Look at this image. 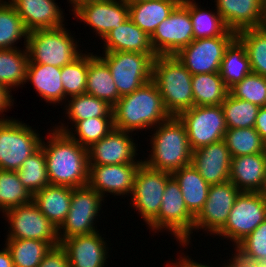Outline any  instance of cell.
I'll return each instance as SVG.
<instances>
[{
	"label": "cell",
	"instance_id": "ab89813d",
	"mask_svg": "<svg viewBox=\"0 0 266 267\" xmlns=\"http://www.w3.org/2000/svg\"><path fill=\"white\" fill-rule=\"evenodd\" d=\"M21 183L35 194L50 184L47 174L46 158L43 149L40 147L22 166L17 170Z\"/></svg>",
	"mask_w": 266,
	"mask_h": 267
},
{
	"label": "cell",
	"instance_id": "ffe728a7",
	"mask_svg": "<svg viewBox=\"0 0 266 267\" xmlns=\"http://www.w3.org/2000/svg\"><path fill=\"white\" fill-rule=\"evenodd\" d=\"M216 10L229 30L239 32L244 29L265 26V0H215Z\"/></svg>",
	"mask_w": 266,
	"mask_h": 267
},
{
	"label": "cell",
	"instance_id": "7a4b0ae2",
	"mask_svg": "<svg viewBox=\"0 0 266 267\" xmlns=\"http://www.w3.org/2000/svg\"><path fill=\"white\" fill-rule=\"evenodd\" d=\"M112 112L114 128L128 132L151 130L171 117L152 80L133 93L121 96Z\"/></svg>",
	"mask_w": 266,
	"mask_h": 267
},
{
	"label": "cell",
	"instance_id": "1f68e13d",
	"mask_svg": "<svg viewBox=\"0 0 266 267\" xmlns=\"http://www.w3.org/2000/svg\"><path fill=\"white\" fill-rule=\"evenodd\" d=\"M22 51L19 48L0 49V85L9 92L21 84H26V71L28 66V53L26 46Z\"/></svg>",
	"mask_w": 266,
	"mask_h": 267
},
{
	"label": "cell",
	"instance_id": "2e32d148",
	"mask_svg": "<svg viewBox=\"0 0 266 267\" xmlns=\"http://www.w3.org/2000/svg\"><path fill=\"white\" fill-rule=\"evenodd\" d=\"M240 192L231 181L210 185L207 200L194 219L193 230L203 229L209 235H216L224 227Z\"/></svg>",
	"mask_w": 266,
	"mask_h": 267
},
{
	"label": "cell",
	"instance_id": "f546056e",
	"mask_svg": "<svg viewBox=\"0 0 266 267\" xmlns=\"http://www.w3.org/2000/svg\"><path fill=\"white\" fill-rule=\"evenodd\" d=\"M172 176L180 186L186 207L196 217L207 200L210 185L192 164L174 171Z\"/></svg>",
	"mask_w": 266,
	"mask_h": 267
},
{
	"label": "cell",
	"instance_id": "91938a15",
	"mask_svg": "<svg viewBox=\"0 0 266 267\" xmlns=\"http://www.w3.org/2000/svg\"><path fill=\"white\" fill-rule=\"evenodd\" d=\"M9 1H4V0H0V5H2V4H6V3H8Z\"/></svg>",
	"mask_w": 266,
	"mask_h": 267
},
{
	"label": "cell",
	"instance_id": "db71d44e",
	"mask_svg": "<svg viewBox=\"0 0 266 267\" xmlns=\"http://www.w3.org/2000/svg\"><path fill=\"white\" fill-rule=\"evenodd\" d=\"M68 1V0H67ZM90 1H100V0H69V3L73 6L71 11H74L80 5L90 2Z\"/></svg>",
	"mask_w": 266,
	"mask_h": 267
},
{
	"label": "cell",
	"instance_id": "d4e9b609",
	"mask_svg": "<svg viewBox=\"0 0 266 267\" xmlns=\"http://www.w3.org/2000/svg\"><path fill=\"white\" fill-rule=\"evenodd\" d=\"M104 40V52H138L157 57L150 36L128 18L119 28L112 29Z\"/></svg>",
	"mask_w": 266,
	"mask_h": 267
},
{
	"label": "cell",
	"instance_id": "c3c4849f",
	"mask_svg": "<svg viewBox=\"0 0 266 267\" xmlns=\"http://www.w3.org/2000/svg\"><path fill=\"white\" fill-rule=\"evenodd\" d=\"M233 246H235V254H232V258L228 260L230 262L227 261V264H222L224 267H255L257 260L253 255L246 252L238 244H233Z\"/></svg>",
	"mask_w": 266,
	"mask_h": 267
},
{
	"label": "cell",
	"instance_id": "60d3db41",
	"mask_svg": "<svg viewBox=\"0 0 266 267\" xmlns=\"http://www.w3.org/2000/svg\"><path fill=\"white\" fill-rule=\"evenodd\" d=\"M227 128L254 127L259 106L243 99L233 97L230 93L221 104Z\"/></svg>",
	"mask_w": 266,
	"mask_h": 267
},
{
	"label": "cell",
	"instance_id": "6da1fadb",
	"mask_svg": "<svg viewBox=\"0 0 266 267\" xmlns=\"http://www.w3.org/2000/svg\"><path fill=\"white\" fill-rule=\"evenodd\" d=\"M51 132V133H50ZM48 133L47 142L40 147L46 158L47 174L51 185L83 187L88 184V151L67 133L55 128Z\"/></svg>",
	"mask_w": 266,
	"mask_h": 267
},
{
	"label": "cell",
	"instance_id": "f1b7e54d",
	"mask_svg": "<svg viewBox=\"0 0 266 267\" xmlns=\"http://www.w3.org/2000/svg\"><path fill=\"white\" fill-rule=\"evenodd\" d=\"M86 93L106 101L112 107L120 99L111 71L107 64L93 53H88Z\"/></svg>",
	"mask_w": 266,
	"mask_h": 267
},
{
	"label": "cell",
	"instance_id": "cb8c5ba5",
	"mask_svg": "<svg viewBox=\"0 0 266 267\" xmlns=\"http://www.w3.org/2000/svg\"><path fill=\"white\" fill-rule=\"evenodd\" d=\"M231 181L241 192H262L266 184V157L263 153L231 158Z\"/></svg>",
	"mask_w": 266,
	"mask_h": 267
},
{
	"label": "cell",
	"instance_id": "681fc988",
	"mask_svg": "<svg viewBox=\"0 0 266 267\" xmlns=\"http://www.w3.org/2000/svg\"><path fill=\"white\" fill-rule=\"evenodd\" d=\"M13 98L11 92H9L4 86L0 85V114L2 115L3 112H6L9 108L13 106ZM0 115V121L8 120L9 118H3Z\"/></svg>",
	"mask_w": 266,
	"mask_h": 267
},
{
	"label": "cell",
	"instance_id": "836d02e7",
	"mask_svg": "<svg viewBox=\"0 0 266 267\" xmlns=\"http://www.w3.org/2000/svg\"><path fill=\"white\" fill-rule=\"evenodd\" d=\"M194 106L221 105L229 93L219 73L192 75Z\"/></svg>",
	"mask_w": 266,
	"mask_h": 267
},
{
	"label": "cell",
	"instance_id": "d590c367",
	"mask_svg": "<svg viewBox=\"0 0 266 267\" xmlns=\"http://www.w3.org/2000/svg\"><path fill=\"white\" fill-rule=\"evenodd\" d=\"M112 108L106 101L84 93L71 97L64 109L73 126V123L91 117H113Z\"/></svg>",
	"mask_w": 266,
	"mask_h": 267
},
{
	"label": "cell",
	"instance_id": "d6a6232c",
	"mask_svg": "<svg viewBox=\"0 0 266 267\" xmlns=\"http://www.w3.org/2000/svg\"><path fill=\"white\" fill-rule=\"evenodd\" d=\"M57 126L55 125L54 127L57 131L67 133L81 146L89 148L93 143L98 142L113 130L114 120L113 117H91L85 120H80L73 125V130L75 128V132L71 130L72 127L68 129L69 126H66L63 123Z\"/></svg>",
	"mask_w": 266,
	"mask_h": 267
},
{
	"label": "cell",
	"instance_id": "30bf717a",
	"mask_svg": "<svg viewBox=\"0 0 266 267\" xmlns=\"http://www.w3.org/2000/svg\"><path fill=\"white\" fill-rule=\"evenodd\" d=\"M266 219V202L261 192H240L224 227L215 235L238 244Z\"/></svg>",
	"mask_w": 266,
	"mask_h": 267
},
{
	"label": "cell",
	"instance_id": "83f0119b",
	"mask_svg": "<svg viewBox=\"0 0 266 267\" xmlns=\"http://www.w3.org/2000/svg\"><path fill=\"white\" fill-rule=\"evenodd\" d=\"M182 0H142L129 7V18L151 36Z\"/></svg>",
	"mask_w": 266,
	"mask_h": 267
},
{
	"label": "cell",
	"instance_id": "6f0895ef",
	"mask_svg": "<svg viewBox=\"0 0 266 267\" xmlns=\"http://www.w3.org/2000/svg\"><path fill=\"white\" fill-rule=\"evenodd\" d=\"M123 2H125L127 5H130L134 2H138V1H142V0H122Z\"/></svg>",
	"mask_w": 266,
	"mask_h": 267
},
{
	"label": "cell",
	"instance_id": "9c48e42d",
	"mask_svg": "<svg viewBox=\"0 0 266 267\" xmlns=\"http://www.w3.org/2000/svg\"><path fill=\"white\" fill-rule=\"evenodd\" d=\"M177 117L186 128L192 151L222 141L228 129L221 105L193 106Z\"/></svg>",
	"mask_w": 266,
	"mask_h": 267
},
{
	"label": "cell",
	"instance_id": "603a6c76",
	"mask_svg": "<svg viewBox=\"0 0 266 267\" xmlns=\"http://www.w3.org/2000/svg\"><path fill=\"white\" fill-rule=\"evenodd\" d=\"M28 32L65 26L63 11L55 0H8Z\"/></svg>",
	"mask_w": 266,
	"mask_h": 267
},
{
	"label": "cell",
	"instance_id": "7402d4cb",
	"mask_svg": "<svg viewBox=\"0 0 266 267\" xmlns=\"http://www.w3.org/2000/svg\"><path fill=\"white\" fill-rule=\"evenodd\" d=\"M231 158L222 140L194 150L191 164L209 185H214L229 181Z\"/></svg>",
	"mask_w": 266,
	"mask_h": 267
},
{
	"label": "cell",
	"instance_id": "5b68a950",
	"mask_svg": "<svg viewBox=\"0 0 266 267\" xmlns=\"http://www.w3.org/2000/svg\"><path fill=\"white\" fill-rule=\"evenodd\" d=\"M69 33L64 26L28 32L26 49L29 61L60 68L73 62L82 52Z\"/></svg>",
	"mask_w": 266,
	"mask_h": 267
},
{
	"label": "cell",
	"instance_id": "3957f363",
	"mask_svg": "<svg viewBox=\"0 0 266 267\" xmlns=\"http://www.w3.org/2000/svg\"><path fill=\"white\" fill-rule=\"evenodd\" d=\"M150 138L151 154L143 163L153 169L173 173L191 165L192 150L184 124L177 116L160 123Z\"/></svg>",
	"mask_w": 266,
	"mask_h": 267
},
{
	"label": "cell",
	"instance_id": "680465c9",
	"mask_svg": "<svg viewBox=\"0 0 266 267\" xmlns=\"http://www.w3.org/2000/svg\"><path fill=\"white\" fill-rule=\"evenodd\" d=\"M261 193H262V195H263V197H264V200H265V202H266V184H265V186H264V188H263V191H262Z\"/></svg>",
	"mask_w": 266,
	"mask_h": 267
},
{
	"label": "cell",
	"instance_id": "277c9868",
	"mask_svg": "<svg viewBox=\"0 0 266 267\" xmlns=\"http://www.w3.org/2000/svg\"><path fill=\"white\" fill-rule=\"evenodd\" d=\"M152 81L170 116H178L194 106L192 74L175 55H158L154 59Z\"/></svg>",
	"mask_w": 266,
	"mask_h": 267
},
{
	"label": "cell",
	"instance_id": "d6986e66",
	"mask_svg": "<svg viewBox=\"0 0 266 267\" xmlns=\"http://www.w3.org/2000/svg\"><path fill=\"white\" fill-rule=\"evenodd\" d=\"M141 164L89 165L87 185L97 191L103 198L106 197L105 194L107 193L114 196L130 195L135 174Z\"/></svg>",
	"mask_w": 266,
	"mask_h": 267
},
{
	"label": "cell",
	"instance_id": "44dd1931",
	"mask_svg": "<svg viewBox=\"0 0 266 267\" xmlns=\"http://www.w3.org/2000/svg\"><path fill=\"white\" fill-rule=\"evenodd\" d=\"M100 235L98 230L69 237L60 243L67 253L70 267H104L107 264L109 248Z\"/></svg>",
	"mask_w": 266,
	"mask_h": 267
},
{
	"label": "cell",
	"instance_id": "4316f807",
	"mask_svg": "<svg viewBox=\"0 0 266 267\" xmlns=\"http://www.w3.org/2000/svg\"><path fill=\"white\" fill-rule=\"evenodd\" d=\"M71 197V187L49 184L33 194L32 201L58 229L70 210Z\"/></svg>",
	"mask_w": 266,
	"mask_h": 267
},
{
	"label": "cell",
	"instance_id": "5bb4252c",
	"mask_svg": "<svg viewBox=\"0 0 266 267\" xmlns=\"http://www.w3.org/2000/svg\"><path fill=\"white\" fill-rule=\"evenodd\" d=\"M3 214L10 225L7 239L41 240L52 247L60 244L58 229L33 201L8 209Z\"/></svg>",
	"mask_w": 266,
	"mask_h": 267
},
{
	"label": "cell",
	"instance_id": "8fae6325",
	"mask_svg": "<svg viewBox=\"0 0 266 267\" xmlns=\"http://www.w3.org/2000/svg\"><path fill=\"white\" fill-rule=\"evenodd\" d=\"M236 36V32L228 29L222 36L194 39L175 57L192 75L219 73L225 50Z\"/></svg>",
	"mask_w": 266,
	"mask_h": 267
},
{
	"label": "cell",
	"instance_id": "7dc6e473",
	"mask_svg": "<svg viewBox=\"0 0 266 267\" xmlns=\"http://www.w3.org/2000/svg\"><path fill=\"white\" fill-rule=\"evenodd\" d=\"M38 267H70L65 249L60 244L51 247Z\"/></svg>",
	"mask_w": 266,
	"mask_h": 267
},
{
	"label": "cell",
	"instance_id": "f5cc1de1",
	"mask_svg": "<svg viewBox=\"0 0 266 267\" xmlns=\"http://www.w3.org/2000/svg\"><path fill=\"white\" fill-rule=\"evenodd\" d=\"M0 267H14L10 252L6 246L0 250Z\"/></svg>",
	"mask_w": 266,
	"mask_h": 267
},
{
	"label": "cell",
	"instance_id": "f35d334b",
	"mask_svg": "<svg viewBox=\"0 0 266 267\" xmlns=\"http://www.w3.org/2000/svg\"><path fill=\"white\" fill-rule=\"evenodd\" d=\"M22 37L26 46L28 31L16 9L9 2L0 5V49L17 48Z\"/></svg>",
	"mask_w": 266,
	"mask_h": 267
},
{
	"label": "cell",
	"instance_id": "ac0fdd59",
	"mask_svg": "<svg viewBox=\"0 0 266 267\" xmlns=\"http://www.w3.org/2000/svg\"><path fill=\"white\" fill-rule=\"evenodd\" d=\"M128 131H123L117 128L99 140L93 143L88 151L89 165H110L124 163H143V160L136 159L138 148L135 146ZM136 160V161H135Z\"/></svg>",
	"mask_w": 266,
	"mask_h": 267
},
{
	"label": "cell",
	"instance_id": "4dcf8cb0",
	"mask_svg": "<svg viewBox=\"0 0 266 267\" xmlns=\"http://www.w3.org/2000/svg\"><path fill=\"white\" fill-rule=\"evenodd\" d=\"M251 72L246 47L236 36L225 50L219 74L226 87L230 89Z\"/></svg>",
	"mask_w": 266,
	"mask_h": 267
},
{
	"label": "cell",
	"instance_id": "11a10c76",
	"mask_svg": "<svg viewBox=\"0 0 266 267\" xmlns=\"http://www.w3.org/2000/svg\"><path fill=\"white\" fill-rule=\"evenodd\" d=\"M262 153L266 157V137L262 139Z\"/></svg>",
	"mask_w": 266,
	"mask_h": 267
},
{
	"label": "cell",
	"instance_id": "484cf974",
	"mask_svg": "<svg viewBox=\"0 0 266 267\" xmlns=\"http://www.w3.org/2000/svg\"><path fill=\"white\" fill-rule=\"evenodd\" d=\"M61 69L57 66L32 63L28 61L26 80L31 82L36 91L47 103L61 104L64 102V90L61 79ZM63 100V101H62Z\"/></svg>",
	"mask_w": 266,
	"mask_h": 267
},
{
	"label": "cell",
	"instance_id": "f6af8a7d",
	"mask_svg": "<svg viewBox=\"0 0 266 267\" xmlns=\"http://www.w3.org/2000/svg\"><path fill=\"white\" fill-rule=\"evenodd\" d=\"M229 93L259 107H266V77L251 72L229 89Z\"/></svg>",
	"mask_w": 266,
	"mask_h": 267
},
{
	"label": "cell",
	"instance_id": "74e56055",
	"mask_svg": "<svg viewBox=\"0 0 266 267\" xmlns=\"http://www.w3.org/2000/svg\"><path fill=\"white\" fill-rule=\"evenodd\" d=\"M237 37L246 47L251 71L266 77V27L241 30Z\"/></svg>",
	"mask_w": 266,
	"mask_h": 267
},
{
	"label": "cell",
	"instance_id": "816d5d0a",
	"mask_svg": "<svg viewBox=\"0 0 266 267\" xmlns=\"http://www.w3.org/2000/svg\"><path fill=\"white\" fill-rule=\"evenodd\" d=\"M179 261L176 262H171L167 267H213V266H209V265H205L204 263H198L196 261H194L193 259L191 260V258H189L187 255L182 257V254L180 255V258L178 259ZM224 267V265L222 266Z\"/></svg>",
	"mask_w": 266,
	"mask_h": 267
},
{
	"label": "cell",
	"instance_id": "bcb514c9",
	"mask_svg": "<svg viewBox=\"0 0 266 267\" xmlns=\"http://www.w3.org/2000/svg\"><path fill=\"white\" fill-rule=\"evenodd\" d=\"M238 245L257 261H266V219Z\"/></svg>",
	"mask_w": 266,
	"mask_h": 267
},
{
	"label": "cell",
	"instance_id": "9a60e30c",
	"mask_svg": "<svg viewBox=\"0 0 266 267\" xmlns=\"http://www.w3.org/2000/svg\"><path fill=\"white\" fill-rule=\"evenodd\" d=\"M171 176V173L153 170L144 163L137 169L130 198L134 210H138L146 225L158 216L167 180Z\"/></svg>",
	"mask_w": 266,
	"mask_h": 267
},
{
	"label": "cell",
	"instance_id": "e575fe53",
	"mask_svg": "<svg viewBox=\"0 0 266 267\" xmlns=\"http://www.w3.org/2000/svg\"><path fill=\"white\" fill-rule=\"evenodd\" d=\"M14 267H38L51 249L48 242L33 239H6Z\"/></svg>",
	"mask_w": 266,
	"mask_h": 267
},
{
	"label": "cell",
	"instance_id": "52a82bcc",
	"mask_svg": "<svg viewBox=\"0 0 266 267\" xmlns=\"http://www.w3.org/2000/svg\"><path fill=\"white\" fill-rule=\"evenodd\" d=\"M42 136L22 121H0V169L17 171L40 148Z\"/></svg>",
	"mask_w": 266,
	"mask_h": 267
},
{
	"label": "cell",
	"instance_id": "f907efd6",
	"mask_svg": "<svg viewBox=\"0 0 266 267\" xmlns=\"http://www.w3.org/2000/svg\"><path fill=\"white\" fill-rule=\"evenodd\" d=\"M254 128L262 139L266 137V107L259 108Z\"/></svg>",
	"mask_w": 266,
	"mask_h": 267
},
{
	"label": "cell",
	"instance_id": "e0dca14e",
	"mask_svg": "<svg viewBox=\"0 0 266 267\" xmlns=\"http://www.w3.org/2000/svg\"><path fill=\"white\" fill-rule=\"evenodd\" d=\"M73 15L103 39L114 28H119L129 18V7L122 0L90 1L80 5Z\"/></svg>",
	"mask_w": 266,
	"mask_h": 267
},
{
	"label": "cell",
	"instance_id": "8d00e7d4",
	"mask_svg": "<svg viewBox=\"0 0 266 267\" xmlns=\"http://www.w3.org/2000/svg\"><path fill=\"white\" fill-rule=\"evenodd\" d=\"M33 195L21 183L17 171L0 169V211L32 202Z\"/></svg>",
	"mask_w": 266,
	"mask_h": 267
},
{
	"label": "cell",
	"instance_id": "4fadbf2b",
	"mask_svg": "<svg viewBox=\"0 0 266 267\" xmlns=\"http://www.w3.org/2000/svg\"><path fill=\"white\" fill-rule=\"evenodd\" d=\"M156 55H175L194 40L190 0H182L150 36Z\"/></svg>",
	"mask_w": 266,
	"mask_h": 267
},
{
	"label": "cell",
	"instance_id": "ee69618b",
	"mask_svg": "<svg viewBox=\"0 0 266 267\" xmlns=\"http://www.w3.org/2000/svg\"><path fill=\"white\" fill-rule=\"evenodd\" d=\"M87 72L88 53H82L73 62L62 67L61 79L65 102L71 97L86 93Z\"/></svg>",
	"mask_w": 266,
	"mask_h": 267
},
{
	"label": "cell",
	"instance_id": "8992f818",
	"mask_svg": "<svg viewBox=\"0 0 266 267\" xmlns=\"http://www.w3.org/2000/svg\"><path fill=\"white\" fill-rule=\"evenodd\" d=\"M194 219L185 205L178 182L171 176L167 180L158 216L148 225L149 228L154 233L163 230L171 232L169 234L185 247L191 243Z\"/></svg>",
	"mask_w": 266,
	"mask_h": 267
},
{
	"label": "cell",
	"instance_id": "7bdbcfd3",
	"mask_svg": "<svg viewBox=\"0 0 266 267\" xmlns=\"http://www.w3.org/2000/svg\"><path fill=\"white\" fill-rule=\"evenodd\" d=\"M190 0V17L193 25L194 39L222 36L228 28L217 12L200 8L196 1Z\"/></svg>",
	"mask_w": 266,
	"mask_h": 267
},
{
	"label": "cell",
	"instance_id": "7c38bea8",
	"mask_svg": "<svg viewBox=\"0 0 266 267\" xmlns=\"http://www.w3.org/2000/svg\"><path fill=\"white\" fill-rule=\"evenodd\" d=\"M103 200L104 198L88 185L72 188L70 210L63 224L58 228L60 243L72 236L97 232L95 221Z\"/></svg>",
	"mask_w": 266,
	"mask_h": 267
},
{
	"label": "cell",
	"instance_id": "9f6ffc18",
	"mask_svg": "<svg viewBox=\"0 0 266 267\" xmlns=\"http://www.w3.org/2000/svg\"><path fill=\"white\" fill-rule=\"evenodd\" d=\"M255 267H266V261H257Z\"/></svg>",
	"mask_w": 266,
	"mask_h": 267
},
{
	"label": "cell",
	"instance_id": "b9f144b4",
	"mask_svg": "<svg viewBox=\"0 0 266 267\" xmlns=\"http://www.w3.org/2000/svg\"><path fill=\"white\" fill-rule=\"evenodd\" d=\"M223 141L231 157L262 153V138L254 127L228 128Z\"/></svg>",
	"mask_w": 266,
	"mask_h": 267
},
{
	"label": "cell",
	"instance_id": "ba28073f",
	"mask_svg": "<svg viewBox=\"0 0 266 267\" xmlns=\"http://www.w3.org/2000/svg\"><path fill=\"white\" fill-rule=\"evenodd\" d=\"M120 96L133 93L152 80L154 58L138 52H103Z\"/></svg>",
	"mask_w": 266,
	"mask_h": 267
}]
</instances>
